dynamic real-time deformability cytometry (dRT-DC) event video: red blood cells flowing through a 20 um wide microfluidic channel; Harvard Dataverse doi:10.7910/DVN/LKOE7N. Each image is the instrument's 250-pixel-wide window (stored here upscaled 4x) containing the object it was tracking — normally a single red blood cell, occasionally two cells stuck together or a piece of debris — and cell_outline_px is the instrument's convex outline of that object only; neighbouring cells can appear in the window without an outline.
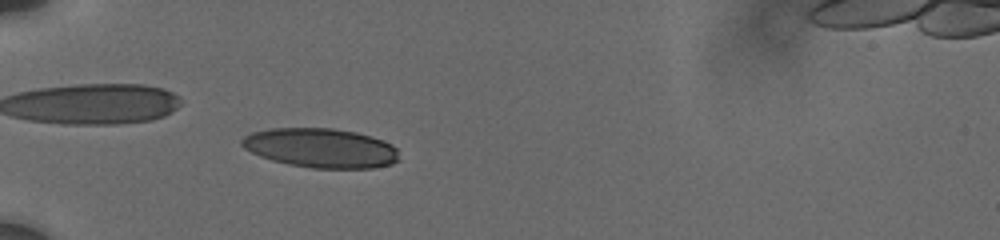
{"species": "human", "species_latin": "Homo sapiens", "temperature_condition": "cold", "stored_images_in_passage": 18, "camera_frame_rate_fps": 3000, "um_per_image_px": 0.085, "donor": {"sex": "male"}, "frame": {"image": 1, "passage_image": 11, "time_ms": 5.333, "image_size_px": [1000, 240], "cell_outline_px": [[400, 160], [392, 164], [372, 168], [312, 168], [288, 164], [272, 160], [260, 156], [244, 148], [240, 144], [240, 140], [244, 136], [252, 132], [272, 128], [332, 128], [356, 132], [392, 144], [396, 148]], "centroid_in_image_um": [27.26, 12.58], "position_along_channel_um": 57.7, "area_um2": 36.07}}
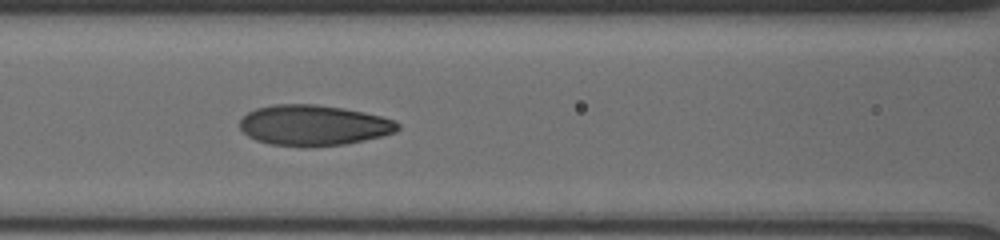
{"frame": {"image": 2, "passage_image": 16, "time_ms": 8.0, "image_size_px": [1000, 240], "cell_outline_px": [[400, 128], [396, 132], [384, 136], [344, 144], [308, 148], [268, 144], [256, 140], [248, 136], [240, 128], [240, 120], [248, 112], [256, 108], [276, 104], [316, 104], [344, 108], [364, 112], [396, 120], [400, 124]], "centroid_in_image_um": [26.67, 10.66], "position_along_channel_um": 139.9, "area_um2": 37.8}}
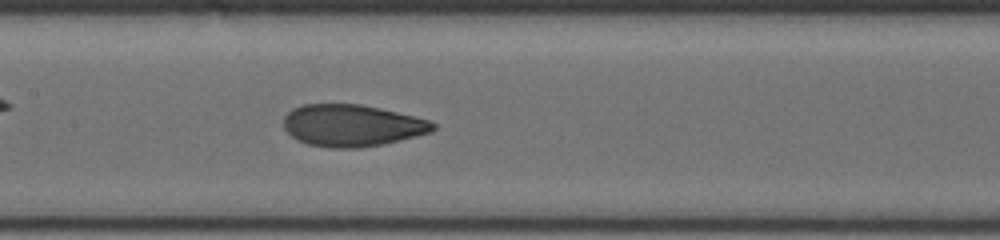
{"frame": {"image": 3, "passage_image": 18, "time_ms": 9.0, "image_size_px": [1000, 240], "cell_outline_px": [[436, 128], [432, 132], [384, 144], [360, 148], [332, 148], [308, 144], [296, 140], [284, 128], [284, 116], [292, 108], [304, 104], [360, 104], [380, 108], [428, 120], [436, 124]], "centroid_in_image_um": [29.9, 10.67], "position_along_channel_um": 177.5, "area_um2": 36.47}}